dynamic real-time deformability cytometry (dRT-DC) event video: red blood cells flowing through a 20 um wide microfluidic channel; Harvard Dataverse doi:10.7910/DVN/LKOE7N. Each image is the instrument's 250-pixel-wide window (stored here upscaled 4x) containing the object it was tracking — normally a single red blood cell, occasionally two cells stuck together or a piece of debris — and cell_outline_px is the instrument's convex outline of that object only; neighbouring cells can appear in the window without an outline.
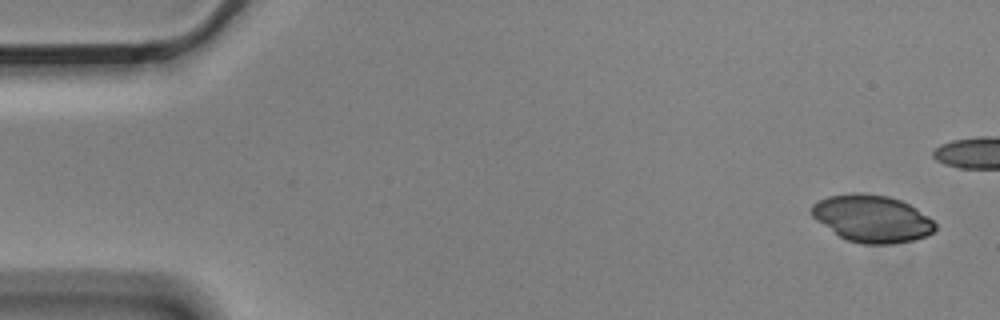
{"species": "Egyptian fruit bat (a non-hibernating species)", "species_latin": "Rousettus aegyptiacus", "temperature_condition": "cold", "stored_images_in_passage": 6, "camera_frame_rate_fps": 3000, "um_per_image_px": 0.085, "animal": {"sex": "male"}, "frame": {"image": 1, "passage_image": 1, "time_ms": 0.0, "image_size_px": [1000, 320], "cell_outline_px": [[936, 228], [932, 232], [924, 236], [912, 240], [892, 244], [864, 244], [848, 240], [840, 236], [816, 220], [808, 212], [812, 204], [828, 196], [852, 192], [860, 192], [888, 196], [900, 200], [916, 208], [928, 216], [936, 224]], "centroid_in_image_um": [74.09, 18.56], "position_along_channel_um": 10.9, "area_um2": 33.93}}
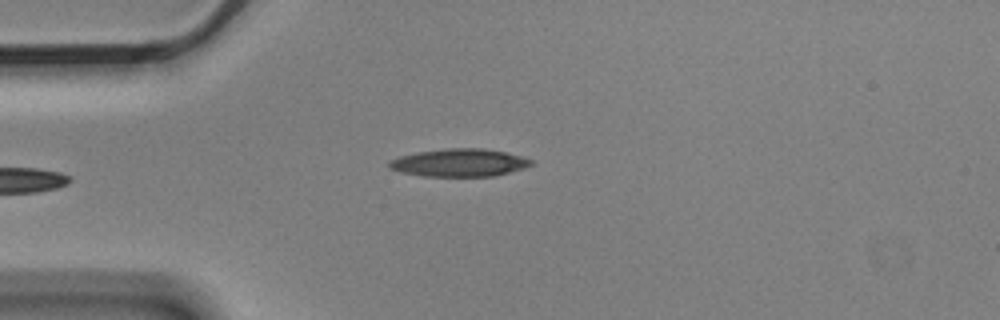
{"frame": {"image": 2, "passage_image": 6, "time_ms": 1.667, "image_size_px": [1000, 320], "cell_outline_px": [[532, 164], [524, 168], [492, 176], [424, 176], [400, 172], [388, 168], [388, 160], [400, 156], [416, 152], [444, 148], [484, 148], [504, 152], [520, 156], [532, 160]], "centroid_in_image_um": [38.98, 13.82], "position_along_channel_um": 46.0, "area_um2": 22.95}}